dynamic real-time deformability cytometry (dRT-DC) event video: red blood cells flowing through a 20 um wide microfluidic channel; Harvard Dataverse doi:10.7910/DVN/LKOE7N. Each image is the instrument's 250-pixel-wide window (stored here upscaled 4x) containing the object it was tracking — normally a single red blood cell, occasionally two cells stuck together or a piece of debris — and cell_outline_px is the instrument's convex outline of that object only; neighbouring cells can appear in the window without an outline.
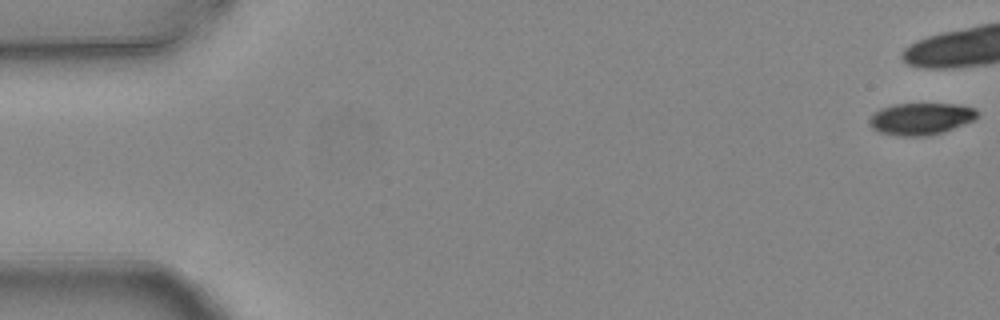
{"species": "common noctule bat (a hibernating species)", "species_latin": "Nyctalus noctula", "temperature_condition": "warm", "stored_images_in_passage": 9, "camera_frame_rate_fps": 3000, "um_per_image_px": 0.085, "animal": {"sex": "female", "body_mass_g": 24.6, "forearm_length_mm": 56.2}, "frame": {"image": 1, "passage_image": 1, "time_ms": 0.0, "image_size_px": [1000, 320], "cell_outline_px": [[976, 116], [972, 120], [964, 124], [944, 132], [924, 136], [896, 136], [880, 132], [872, 128], [868, 124], [868, 120], [880, 108], [896, 104], [956, 104], [976, 108]], "centroid_in_image_um": [78.24, 10.1], "position_along_channel_um": 6.8, "area_um2": 19.94}}
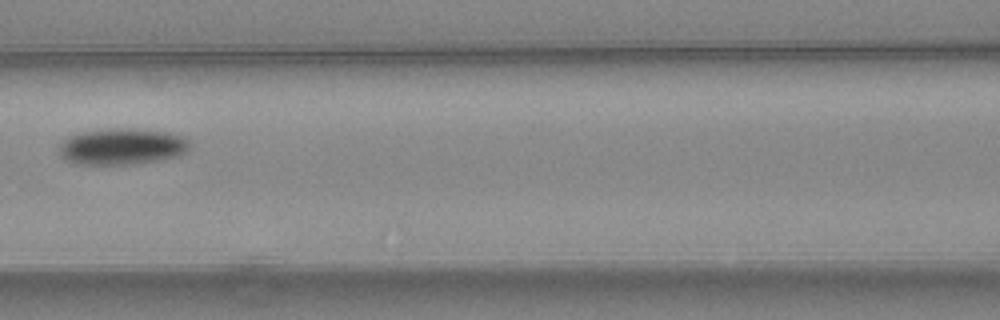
{"frame": {"image": 2, "passage_image": 8, "time_ms": 2.333, "image_size_px": [1000, 320], "cell_outline_px": [[188, 152], [176, 156], [156, 160], [132, 164], [76, 164], [64, 160], [60, 156], [60, 144], [68, 136], [84, 132], [108, 128], [136, 128], [172, 132], [188, 140]], "centroid_in_image_um": [10.35, 12.44], "position_along_channel_um": 156.2, "area_um2": 27.69}}
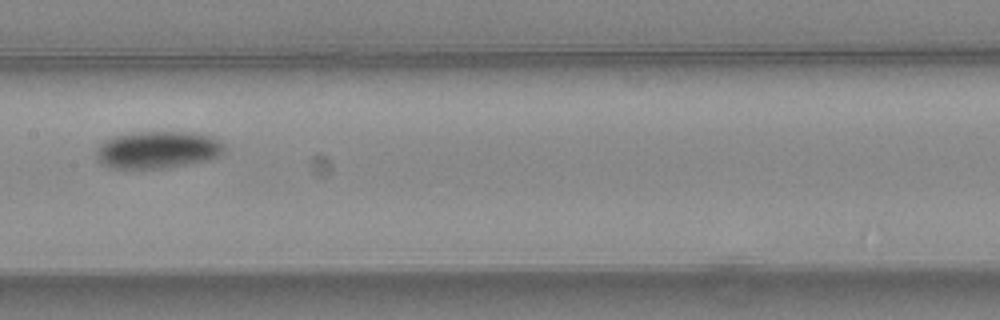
{"frame": {"image": 3, "passage_image": 9, "time_ms": 2.667, "image_size_px": [1000, 320], "cell_outline_px": [[224, 148], [216, 156], [208, 160], [164, 168], [112, 168], [104, 164], [96, 156], [96, 152], [100, 144], [104, 140], [116, 136], [136, 132], [196, 132], [216, 136], [224, 144]], "centroid_in_image_um": [13.43, 12.71], "position_along_channel_um": 194.0, "area_um2": 27.63}}